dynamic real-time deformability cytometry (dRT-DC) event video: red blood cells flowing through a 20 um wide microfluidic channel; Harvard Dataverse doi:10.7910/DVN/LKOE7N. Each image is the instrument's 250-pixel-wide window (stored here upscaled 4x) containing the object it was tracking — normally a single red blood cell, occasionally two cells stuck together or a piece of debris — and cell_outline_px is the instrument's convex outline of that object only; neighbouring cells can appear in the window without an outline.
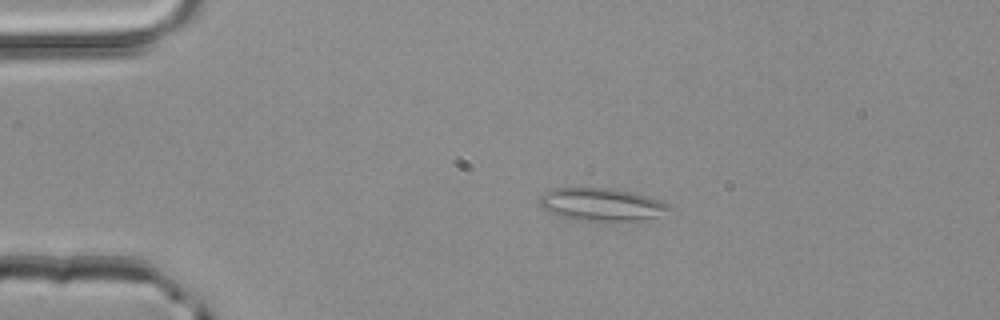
{"species": "common noctule bat (a hibernating species)", "species_latin": "Nyctalus noctula", "temperature_condition": "room temperature", "stored_images_in_passage": 3, "camera_frame_rate_fps": 3000, "um_per_image_px": 0.085, "animal": {"sex": "male", "body_mass_g": 20.4}, "frame": {"image": 1, "passage_image": 2, "time_ms": 0.333, "image_size_px": [1000, 320], "cell_outline_px": [[672, 208], [652, 216], [640, 220], [584, 220], [560, 216], [548, 212], [540, 204], [540, 196], [552, 188], [612, 188], [636, 192], [660, 200], [668, 204]], "centroid_in_image_um": [51.1, 17.35], "position_along_channel_um": 33.9, "area_um2": 24.22}}